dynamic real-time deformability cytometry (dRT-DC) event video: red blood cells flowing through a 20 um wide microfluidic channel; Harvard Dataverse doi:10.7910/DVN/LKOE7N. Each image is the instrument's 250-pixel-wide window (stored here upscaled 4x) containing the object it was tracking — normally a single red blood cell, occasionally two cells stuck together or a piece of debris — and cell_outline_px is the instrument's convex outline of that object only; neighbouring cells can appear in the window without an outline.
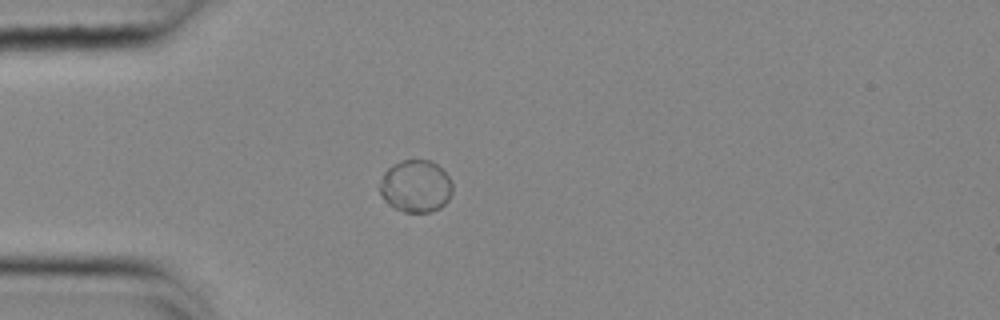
{"species": "common noctule bat (a hibernating species)", "species_latin": "Nyctalus noctula", "temperature_condition": "cold", "stored_images_in_passage": 41, "camera_frame_rate_fps": 3000, "um_per_image_px": 0.085, "animal": {"sex": "female", "body_mass_g": 25.1}, "frame": {"image": 1, "passage_image": 1, "time_ms": 0.0, "image_size_px": [1000, 320], "cell_outline_px": [[452, 192], [448, 200], [440, 208], [432, 212], [404, 212], [388, 204], [384, 200], [380, 192], [380, 188], [384, 172], [392, 164], [404, 160], [428, 160], [436, 164], [448, 176], [452, 184]], "centroid_in_image_um": [35.34, 15.84], "position_along_channel_um": 49.7, "area_um2": 22.02}}
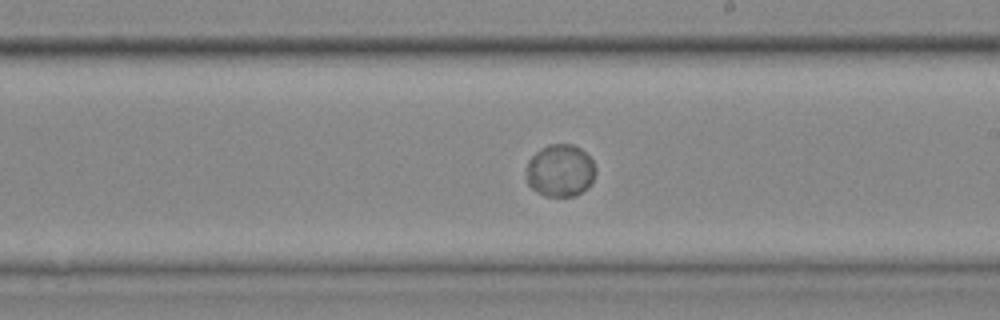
{"frame": {"image": 2, "passage_image": 18, "time_ms": 5.667, "image_size_px": [1000, 320], "cell_outline_px": [[596, 172], [592, 184], [588, 188], [576, 196], [544, 196], [536, 192], [528, 184], [528, 160], [536, 152], [548, 144], [572, 144], [580, 148], [592, 160], [596, 168]], "centroid_in_image_um": [47.65, 14.51], "position_along_channel_um": 241.3, "area_um2": 21.21}}
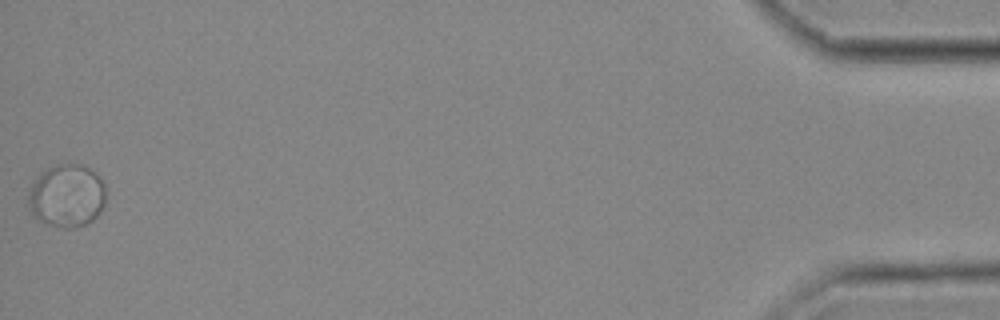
{"frame": {"image": 3, "passage_image": 41, "time_ms": 13.333, "image_size_px": [1000, 320], "cell_outline_px": [[104, 204], [100, 212], [92, 220], [84, 224], [72, 228], [60, 228], [48, 224], [40, 220], [32, 212], [28, 204], [28, 192], [32, 184], [40, 172], [56, 164], [76, 164], [88, 168], [96, 172], [104, 184]], "centroid_in_image_um": [5.67, 16.63], "position_along_channel_um": 429.5, "area_um2": 28.26}, "authors_computed_cell_mechanics": {"area_um2": 21.7906, "velocity_mm_per_s": 3.628, "shape_relaxation_time_tau1_ms": 5.2049, "shape_relaxation_time_tau2_ms": null, "deformation_change_tau1": 0.0204, "deformation_change_tau2": null}}